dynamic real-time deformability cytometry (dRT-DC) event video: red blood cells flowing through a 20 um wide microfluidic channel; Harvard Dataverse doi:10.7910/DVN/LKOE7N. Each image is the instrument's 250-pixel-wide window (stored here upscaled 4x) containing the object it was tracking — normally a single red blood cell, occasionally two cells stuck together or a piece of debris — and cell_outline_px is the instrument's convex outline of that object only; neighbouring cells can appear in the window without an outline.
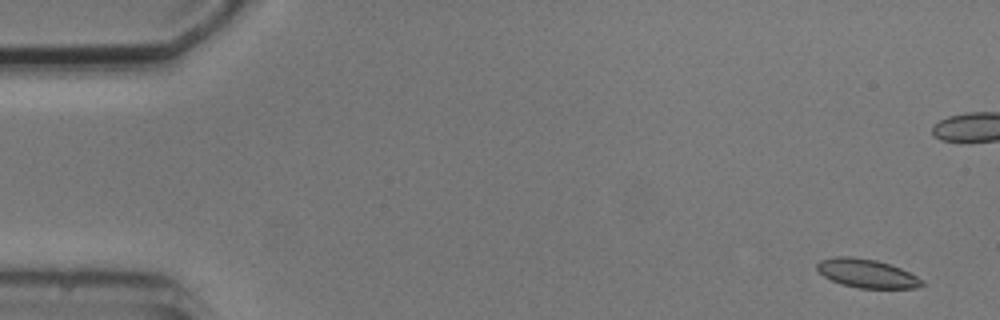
{"species": "common noctule bat (a hibernating species)", "species_latin": "Nyctalus noctula", "temperature_condition": "cold", "stored_images_in_passage": 7, "camera_frame_rate_fps": 3000, "um_per_image_px": 0.085, "animal": {"sex": "male", "body_mass_g": 20.5, "forearm_length_mm": 52.5}, "frame": {"image": 1, "passage_image": 1, "time_ms": 0.0, "image_size_px": [1000, 320], "cell_outline_px": [[924, 284], [916, 288], [856, 288], [840, 284], [824, 276], [816, 268], [816, 264], [820, 260], [836, 256], [852, 256], [876, 260], [900, 268], [924, 280]], "centroid_in_image_um": [73.66, 23.24], "position_along_channel_um": 11.3, "area_um2": 17.51}}
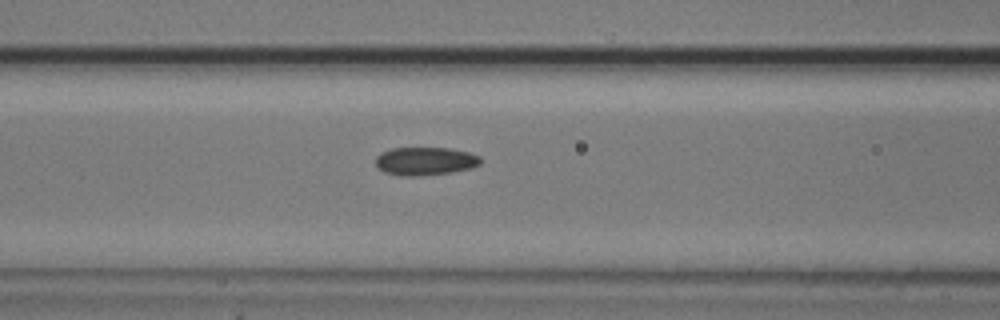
{"frame": {"image": 2, "passage_image": 7, "time_ms": 8.0, "image_size_px": [1000, 320], "cell_outline_px": [[484, 160], [480, 164], [472, 168], [452, 172], [416, 176], [404, 176], [384, 172], [376, 164], [376, 156], [380, 152], [392, 148], [452, 148], [468, 152], [480, 156]], "centroid_in_image_um": [36.18, 13.69], "position_along_channel_um": 130.4, "area_um2": 17.34}}